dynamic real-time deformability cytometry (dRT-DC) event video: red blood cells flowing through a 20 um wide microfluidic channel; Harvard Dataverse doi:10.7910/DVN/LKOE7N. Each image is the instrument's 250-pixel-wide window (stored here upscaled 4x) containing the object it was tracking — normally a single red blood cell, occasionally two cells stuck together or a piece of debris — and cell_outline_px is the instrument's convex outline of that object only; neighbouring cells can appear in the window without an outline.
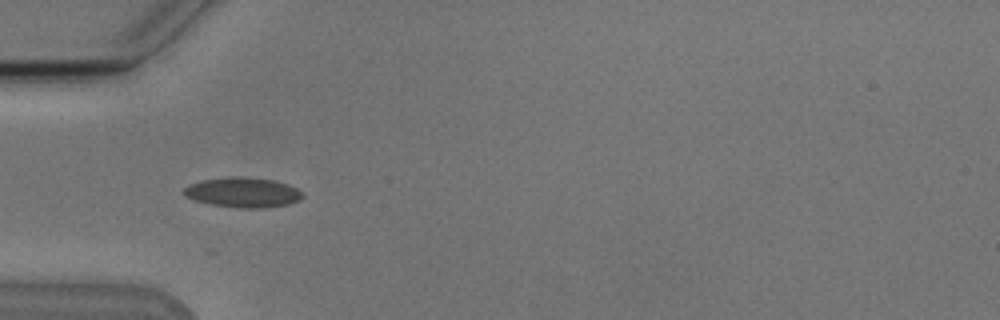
{"species": "Egyptian fruit bat (a non-hibernating species)", "species_latin": "Rousettus aegyptiacus", "temperature_condition": "cold", "stored_images_in_passage": 6, "camera_frame_rate_fps": 3000, "um_per_image_px": 0.085, "animal": {"sex": "male"}, "frame": {"image": 1, "passage_image": 5, "time_ms": 4.333, "image_size_px": [1000, 320], "cell_outline_px": [[304, 196], [300, 200], [288, 204], [264, 208], [240, 208], [212, 204], [196, 200], [184, 196], [184, 188], [200, 180], [232, 176], [244, 176], [272, 180], [288, 184], [304, 192]], "centroid_in_image_um": [20.69, 16.35], "position_along_channel_um": 64.3, "area_um2": 20.75}}